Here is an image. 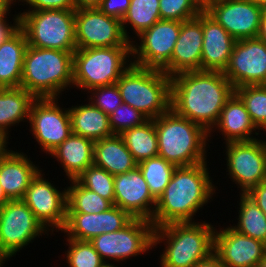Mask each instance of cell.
I'll return each mask as SVG.
<instances>
[{
	"label": "cell",
	"mask_w": 266,
	"mask_h": 267,
	"mask_svg": "<svg viewBox=\"0 0 266 267\" xmlns=\"http://www.w3.org/2000/svg\"><path fill=\"white\" fill-rule=\"evenodd\" d=\"M257 37L266 42V11H263L262 13L260 20V29Z\"/></svg>",
	"instance_id": "681fc988"
},
{
	"label": "cell",
	"mask_w": 266,
	"mask_h": 267,
	"mask_svg": "<svg viewBox=\"0 0 266 267\" xmlns=\"http://www.w3.org/2000/svg\"><path fill=\"white\" fill-rule=\"evenodd\" d=\"M57 99L36 98L30 108V131L46 154H50L72 134L69 110L60 108Z\"/></svg>",
	"instance_id": "7c38bea8"
},
{
	"label": "cell",
	"mask_w": 266,
	"mask_h": 267,
	"mask_svg": "<svg viewBox=\"0 0 266 267\" xmlns=\"http://www.w3.org/2000/svg\"><path fill=\"white\" fill-rule=\"evenodd\" d=\"M68 250L66 261L69 267H104L106 263L101 259L90 241H79L67 238Z\"/></svg>",
	"instance_id": "8d00e7d4"
},
{
	"label": "cell",
	"mask_w": 266,
	"mask_h": 267,
	"mask_svg": "<svg viewBox=\"0 0 266 267\" xmlns=\"http://www.w3.org/2000/svg\"><path fill=\"white\" fill-rule=\"evenodd\" d=\"M153 120L158 156L176 167L207 162L205 147L209 132L204 127L177 115L172 109Z\"/></svg>",
	"instance_id": "5b68a950"
},
{
	"label": "cell",
	"mask_w": 266,
	"mask_h": 267,
	"mask_svg": "<svg viewBox=\"0 0 266 267\" xmlns=\"http://www.w3.org/2000/svg\"><path fill=\"white\" fill-rule=\"evenodd\" d=\"M244 102L252 122L258 130L266 131V85H247L235 89Z\"/></svg>",
	"instance_id": "e575fe53"
},
{
	"label": "cell",
	"mask_w": 266,
	"mask_h": 267,
	"mask_svg": "<svg viewBox=\"0 0 266 267\" xmlns=\"http://www.w3.org/2000/svg\"><path fill=\"white\" fill-rule=\"evenodd\" d=\"M73 53L27 46L20 87L35 98H58L73 86Z\"/></svg>",
	"instance_id": "277c9868"
},
{
	"label": "cell",
	"mask_w": 266,
	"mask_h": 267,
	"mask_svg": "<svg viewBox=\"0 0 266 267\" xmlns=\"http://www.w3.org/2000/svg\"><path fill=\"white\" fill-rule=\"evenodd\" d=\"M43 175L41 171L36 175L22 200L46 230L62 231L67 219V189L58 191Z\"/></svg>",
	"instance_id": "2e32d148"
},
{
	"label": "cell",
	"mask_w": 266,
	"mask_h": 267,
	"mask_svg": "<svg viewBox=\"0 0 266 267\" xmlns=\"http://www.w3.org/2000/svg\"><path fill=\"white\" fill-rule=\"evenodd\" d=\"M70 182V186L66 187L67 213L99 214L113 206L109 200L83 187L76 179Z\"/></svg>",
	"instance_id": "1f68e13d"
},
{
	"label": "cell",
	"mask_w": 266,
	"mask_h": 267,
	"mask_svg": "<svg viewBox=\"0 0 266 267\" xmlns=\"http://www.w3.org/2000/svg\"><path fill=\"white\" fill-rule=\"evenodd\" d=\"M235 89L220 71H188L171 77V109L204 127L211 137Z\"/></svg>",
	"instance_id": "6da1fadb"
},
{
	"label": "cell",
	"mask_w": 266,
	"mask_h": 267,
	"mask_svg": "<svg viewBox=\"0 0 266 267\" xmlns=\"http://www.w3.org/2000/svg\"><path fill=\"white\" fill-rule=\"evenodd\" d=\"M93 164L115 176L137 166L121 135L114 134L94 142Z\"/></svg>",
	"instance_id": "4316f807"
},
{
	"label": "cell",
	"mask_w": 266,
	"mask_h": 267,
	"mask_svg": "<svg viewBox=\"0 0 266 267\" xmlns=\"http://www.w3.org/2000/svg\"><path fill=\"white\" fill-rule=\"evenodd\" d=\"M214 233L215 227L205 221L174 222L155 228L154 247L166 242L160 266L194 267L213 253Z\"/></svg>",
	"instance_id": "3957f363"
},
{
	"label": "cell",
	"mask_w": 266,
	"mask_h": 267,
	"mask_svg": "<svg viewBox=\"0 0 266 267\" xmlns=\"http://www.w3.org/2000/svg\"><path fill=\"white\" fill-rule=\"evenodd\" d=\"M181 23L160 19L138 35V45L131 44L132 64L162 70L171 60L174 46L181 31ZM137 57V58H136Z\"/></svg>",
	"instance_id": "8fae6325"
},
{
	"label": "cell",
	"mask_w": 266,
	"mask_h": 267,
	"mask_svg": "<svg viewBox=\"0 0 266 267\" xmlns=\"http://www.w3.org/2000/svg\"><path fill=\"white\" fill-rule=\"evenodd\" d=\"M209 174L207 162L176 167L157 199L151 220L154 228L174 222H192L195 213L216 191Z\"/></svg>",
	"instance_id": "7a4b0ae2"
},
{
	"label": "cell",
	"mask_w": 266,
	"mask_h": 267,
	"mask_svg": "<svg viewBox=\"0 0 266 267\" xmlns=\"http://www.w3.org/2000/svg\"><path fill=\"white\" fill-rule=\"evenodd\" d=\"M13 25L7 23V16L0 21V44H2L8 37H10L19 28V14L14 16Z\"/></svg>",
	"instance_id": "ee69618b"
},
{
	"label": "cell",
	"mask_w": 266,
	"mask_h": 267,
	"mask_svg": "<svg viewBox=\"0 0 266 267\" xmlns=\"http://www.w3.org/2000/svg\"><path fill=\"white\" fill-rule=\"evenodd\" d=\"M19 27L28 46L75 51V10H40L19 13Z\"/></svg>",
	"instance_id": "ba28073f"
},
{
	"label": "cell",
	"mask_w": 266,
	"mask_h": 267,
	"mask_svg": "<svg viewBox=\"0 0 266 267\" xmlns=\"http://www.w3.org/2000/svg\"><path fill=\"white\" fill-rule=\"evenodd\" d=\"M238 223L231 226L238 232L266 244V215L246 193H240Z\"/></svg>",
	"instance_id": "4dcf8cb0"
},
{
	"label": "cell",
	"mask_w": 266,
	"mask_h": 267,
	"mask_svg": "<svg viewBox=\"0 0 266 267\" xmlns=\"http://www.w3.org/2000/svg\"><path fill=\"white\" fill-rule=\"evenodd\" d=\"M266 215V181H262L246 193Z\"/></svg>",
	"instance_id": "7bdbcfd3"
},
{
	"label": "cell",
	"mask_w": 266,
	"mask_h": 267,
	"mask_svg": "<svg viewBox=\"0 0 266 267\" xmlns=\"http://www.w3.org/2000/svg\"><path fill=\"white\" fill-rule=\"evenodd\" d=\"M8 201H10V199L6 196L3 188L0 185V208Z\"/></svg>",
	"instance_id": "f907efd6"
},
{
	"label": "cell",
	"mask_w": 266,
	"mask_h": 267,
	"mask_svg": "<svg viewBox=\"0 0 266 267\" xmlns=\"http://www.w3.org/2000/svg\"><path fill=\"white\" fill-rule=\"evenodd\" d=\"M162 20L183 22L196 17L204 10L202 0H159Z\"/></svg>",
	"instance_id": "74e56055"
},
{
	"label": "cell",
	"mask_w": 266,
	"mask_h": 267,
	"mask_svg": "<svg viewBox=\"0 0 266 267\" xmlns=\"http://www.w3.org/2000/svg\"><path fill=\"white\" fill-rule=\"evenodd\" d=\"M75 10L98 8L101 0H73Z\"/></svg>",
	"instance_id": "bcb514c9"
},
{
	"label": "cell",
	"mask_w": 266,
	"mask_h": 267,
	"mask_svg": "<svg viewBox=\"0 0 266 267\" xmlns=\"http://www.w3.org/2000/svg\"><path fill=\"white\" fill-rule=\"evenodd\" d=\"M159 5V0H131L129 9L121 21L124 35L129 41L126 27L131 25L130 27L138 36L161 19Z\"/></svg>",
	"instance_id": "d6a6232c"
},
{
	"label": "cell",
	"mask_w": 266,
	"mask_h": 267,
	"mask_svg": "<svg viewBox=\"0 0 266 267\" xmlns=\"http://www.w3.org/2000/svg\"><path fill=\"white\" fill-rule=\"evenodd\" d=\"M46 231L23 200H10L0 208V248L10 258Z\"/></svg>",
	"instance_id": "30bf717a"
},
{
	"label": "cell",
	"mask_w": 266,
	"mask_h": 267,
	"mask_svg": "<svg viewBox=\"0 0 266 267\" xmlns=\"http://www.w3.org/2000/svg\"><path fill=\"white\" fill-rule=\"evenodd\" d=\"M14 2H16V0H0V21L10 13L8 11L11 8V4H14Z\"/></svg>",
	"instance_id": "c3c4849f"
},
{
	"label": "cell",
	"mask_w": 266,
	"mask_h": 267,
	"mask_svg": "<svg viewBox=\"0 0 266 267\" xmlns=\"http://www.w3.org/2000/svg\"><path fill=\"white\" fill-rule=\"evenodd\" d=\"M122 101L155 119L171 109V77L158 69L131 64L116 82Z\"/></svg>",
	"instance_id": "8992f818"
},
{
	"label": "cell",
	"mask_w": 266,
	"mask_h": 267,
	"mask_svg": "<svg viewBox=\"0 0 266 267\" xmlns=\"http://www.w3.org/2000/svg\"><path fill=\"white\" fill-rule=\"evenodd\" d=\"M213 253L226 267H257L266 256V244L230 227L215 229Z\"/></svg>",
	"instance_id": "ac0fdd59"
},
{
	"label": "cell",
	"mask_w": 266,
	"mask_h": 267,
	"mask_svg": "<svg viewBox=\"0 0 266 267\" xmlns=\"http://www.w3.org/2000/svg\"><path fill=\"white\" fill-rule=\"evenodd\" d=\"M93 152V140L72 133L50 155L57 158L67 178L73 180L93 165Z\"/></svg>",
	"instance_id": "d4e9b609"
},
{
	"label": "cell",
	"mask_w": 266,
	"mask_h": 267,
	"mask_svg": "<svg viewBox=\"0 0 266 267\" xmlns=\"http://www.w3.org/2000/svg\"><path fill=\"white\" fill-rule=\"evenodd\" d=\"M104 267H117V266H115L114 264L112 265V264H106Z\"/></svg>",
	"instance_id": "9f6ffc18"
},
{
	"label": "cell",
	"mask_w": 266,
	"mask_h": 267,
	"mask_svg": "<svg viewBox=\"0 0 266 267\" xmlns=\"http://www.w3.org/2000/svg\"><path fill=\"white\" fill-rule=\"evenodd\" d=\"M76 180L114 205V176L105 169L90 165Z\"/></svg>",
	"instance_id": "d590c367"
},
{
	"label": "cell",
	"mask_w": 266,
	"mask_h": 267,
	"mask_svg": "<svg viewBox=\"0 0 266 267\" xmlns=\"http://www.w3.org/2000/svg\"><path fill=\"white\" fill-rule=\"evenodd\" d=\"M9 258L10 257L0 248V267H2V264Z\"/></svg>",
	"instance_id": "816d5d0a"
},
{
	"label": "cell",
	"mask_w": 266,
	"mask_h": 267,
	"mask_svg": "<svg viewBox=\"0 0 266 267\" xmlns=\"http://www.w3.org/2000/svg\"><path fill=\"white\" fill-rule=\"evenodd\" d=\"M194 267H226V266L214 253H212L208 258L198 262Z\"/></svg>",
	"instance_id": "f6af8a7d"
},
{
	"label": "cell",
	"mask_w": 266,
	"mask_h": 267,
	"mask_svg": "<svg viewBox=\"0 0 266 267\" xmlns=\"http://www.w3.org/2000/svg\"><path fill=\"white\" fill-rule=\"evenodd\" d=\"M40 171L26 153L11 150L0 161V185L10 200H22Z\"/></svg>",
	"instance_id": "603a6c76"
},
{
	"label": "cell",
	"mask_w": 266,
	"mask_h": 267,
	"mask_svg": "<svg viewBox=\"0 0 266 267\" xmlns=\"http://www.w3.org/2000/svg\"><path fill=\"white\" fill-rule=\"evenodd\" d=\"M137 166L148 184L150 193L157 200L169 184L176 166L160 156L145 159L137 163Z\"/></svg>",
	"instance_id": "836d02e7"
},
{
	"label": "cell",
	"mask_w": 266,
	"mask_h": 267,
	"mask_svg": "<svg viewBox=\"0 0 266 267\" xmlns=\"http://www.w3.org/2000/svg\"><path fill=\"white\" fill-rule=\"evenodd\" d=\"M202 12L183 21L170 62L162 69L169 77L188 71H201Z\"/></svg>",
	"instance_id": "44dd1931"
},
{
	"label": "cell",
	"mask_w": 266,
	"mask_h": 267,
	"mask_svg": "<svg viewBox=\"0 0 266 267\" xmlns=\"http://www.w3.org/2000/svg\"><path fill=\"white\" fill-rule=\"evenodd\" d=\"M214 127H216L215 129L218 128L222 135H224L226 143L258 139L252 135L257 127L252 122L244 102L235 92L227 100L224 108L221 110L220 118Z\"/></svg>",
	"instance_id": "cb8c5ba5"
},
{
	"label": "cell",
	"mask_w": 266,
	"mask_h": 267,
	"mask_svg": "<svg viewBox=\"0 0 266 267\" xmlns=\"http://www.w3.org/2000/svg\"><path fill=\"white\" fill-rule=\"evenodd\" d=\"M27 46L20 27L0 44V88L20 87Z\"/></svg>",
	"instance_id": "484cf974"
},
{
	"label": "cell",
	"mask_w": 266,
	"mask_h": 267,
	"mask_svg": "<svg viewBox=\"0 0 266 267\" xmlns=\"http://www.w3.org/2000/svg\"><path fill=\"white\" fill-rule=\"evenodd\" d=\"M88 92H92L90 95L92 97L89 98L90 103L108 116L123 103L117 84L95 87Z\"/></svg>",
	"instance_id": "ab89813d"
},
{
	"label": "cell",
	"mask_w": 266,
	"mask_h": 267,
	"mask_svg": "<svg viewBox=\"0 0 266 267\" xmlns=\"http://www.w3.org/2000/svg\"><path fill=\"white\" fill-rule=\"evenodd\" d=\"M257 267H266V256L258 263Z\"/></svg>",
	"instance_id": "db71d44e"
},
{
	"label": "cell",
	"mask_w": 266,
	"mask_h": 267,
	"mask_svg": "<svg viewBox=\"0 0 266 267\" xmlns=\"http://www.w3.org/2000/svg\"><path fill=\"white\" fill-rule=\"evenodd\" d=\"M204 10L235 40L257 37L264 11L251 0H218Z\"/></svg>",
	"instance_id": "e0dca14e"
},
{
	"label": "cell",
	"mask_w": 266,
	"mask_h": 267,
	"mask_svg": "<svg viewBox=\"0 0 266 267\" xmlns=\"http://www.w3.org/2000/svg\"><path fill=\"white\" fill-rule=\"evenodd\" d=\"M7 134L0 131V161L10 152V150L7 149V142L8 140Z\"/></svg>",
	"instance_id": "7dc6e473"
},
{
	"label": "cell",
	"mask_w": 266,
	"mask_h": 267,
	"mask_svg": "<svg viewBox=\"0 0 266 267\" xmlns=\"http://www.w3.org/2000/svg\"><path fill=\"white\" fill-rule=\"evenodd\" d=\"M156 203L138 166L114 176V205L133 218L151 221Z\"/></svg>",
	"instance_id": "d6986e66"
},
{
	"label": "cell",
	"mask_w": 266,
	"mask_h": 267,
	"mask_svg": "<svg viewBox=\"0 0 266 267\" xmlns=\"http://www.w3.org/2000/svg\"><path fill=\"white\" fill-rule=\"evenodd\" d=\"M36 98L23 89L0 88V131L7 134L10 126L29 120L30 108Z\"/></svg>",
	"instance_id": "f1b7e54d"
},
{
	"label": "cell",
	"mask_w": 266,
	"mask_h": 267,
	"mask_svg": "<svg viewBox=\"0 0 266 267\" xmlns=\"http://www.w3.org/2000/svg\"><path fill=\"white\" fill-rule=\"evenodd\" d=\"M154 229L151 221L134 218L121 230L98 235L90 243L101 259L110 264L106 259L119 262L154 248Z\"/></svg>",
	"instance_id": "9c48e42d"
},
{
	"label": "cell",
	"mask_w": 266,
	"mask_h": 267,
	"mask_svg": "<svg viewBox=\"0 0 266 267\" xmlns=\"http://www.w3.org/2000/svg\"><path fill=\"white\" fill-rule=\"evenodd\" d=\"M75 42L80 49L131 46L120 20L98 8L75 10Z\"/></svg>",
	"instance_id": "5bb4252c"
},
{
	"label": "cell",
	"mask_w": 266,
	"mask_h": 267,
	"mask_svg": "<svg viewBox=\"0 0 266 267\" xmlns=\"http://www.w3.org/2000/svg\"><path fill=\"white\" fill-rule=\"evenodd\" d=\"M201 71L224 72L236 40L205 10L202 11Z\"/></svg>",
	"instance_id": "7402d4cb"
},
{
	"label": "cell",
	"mask_w": 266,
	"mask_h": 267,
	"mask_svg": "<svg viewBox=\"0 0 266 267\" xmlns=\"http://www.w3.org/2000/svg\"><path fill=\"white\" fill-rule=\"evenodd\" d=\"M29 4L28 11L40 10H75L73 0H19Z\"/></svg>",
	"instance_id": "60d3db41"
},
{
	"label": "cell",
	"mask_w": 266,
	"mask_h": 267,
	"mask_svg": "<svg viewBox=\"0 0 266 267\" xmlns=\"http://www.w3.org/2000/svg\"><path fill=\"white\" fill-rule=\"evenodd\" d=\"M214 1H218V0H202V3H203V6L205 7L208 3L214 2Z\"/></svg>",
	"instance_id": "11a10c76"
},
{
	"label": "cell",
	"mask_w": 266,
	"mask_h": 267,
	"mask_svg": "<svg viewBox=\"0 0 266 267\" xmlns=\"http://www.w3.org/2000/svg\"><path fill=\"white\" fill-rule=\"evenodd\" d=\"M259 7H261L264 11H266V0H251Z\"/></svg>",
	"instance_id": "f5cc1de1"
},
{
	"label": "cell",
	"mask_w": 266,
	"mask_h": 267,
	"mask_svg": "<svg viewBox=\"0 0 266 267\" xmlns=\"http://www.w3.org/2000/svg\"><path fill=\"white\" fill-rule=\"evenodd\" d=\"M130 56L131 46L77 48L73 53V86L89 91L116 84L132 64Z\"/></svg>",
	"instance_id": "52a82bcc"
},
{
	"label": "cell",
	"mask_w": 266,
	"mask_h": 267,
	"mask_svg": "<svg viewBox=\"0 0 266 267\" xmlns=\"http://www.w3.org/2000/svg\"><path fill=\"white\" fill-rule=\"evenodd\" d=\"M225 145L228 175L238 184L241 193L266 181V141L256 139Z\"/></svg>",
	"instance_id": "4fadbf2b"
},
{
	"label": "cell",
	"mask_w": 266,
	"mask_h": 267,
	"mask_svg": "<svg viewBox=\"0 0 266 267\" xmlns=\"http://www.w3.org/2000/svg\"><path fill=\"white\" fill-rule=\"evenodd\" d=\"M121 137L137 163L158 156L157 132L153 119L125 130Z\"/></svg>",
	"instance_id": "f546056e"
},
{
	"label": "cell",
	"mask_w": 266,
	"mask_h": 267,
	"mask_svg": "<svg viewBox=\"0 0 266 267\" xmlns=\"http://www.w3.org/2000/svg\"><path fill=\"white\" fill-rule=\"evenodd\" d=\"M133 219L128 212L113 205L99 214L67 213L62 231L69 239L90 241L103 233L121 230Z\"/></svg>",
	"instance_id": "ffe728a7"
},
{
	"label": "cell",
	"mask_w": 266,
	"mask_h": 267,
	"mask_svg": "<svg viewBox=\"0 0 266 267\" xmlns=\"http://www.w3.org/2000/svg\"><path fill=\"white\" fill-rule=\"evenodd\" d=\"M113 134L121 135L125 130L142 125L148 118L127 103H122L109 116Z\"/></svg>",
	"instance_id": "f35d334b"
},
{
	"label": "cell",
	"mask_w": 266,
	"mask_h": 267,
	"mask_svg": "<svg viewBox=\"0 0 266 267\" xmlns=\"http://www.w3.org/2000/svg\"><path fill=\"white\" fill-rule=\"evenodd\" d=\"M70 113L72 133L93 140L110 137L113 131L109 124V117L90 101L81 106L67 108Z\"/></svg>",
	"instance_id": "83f0119b"
},
{
	"label": "cell",
	"mask_w": 266,
	"mask_h": 267,
	"mask_svg": "<svg viewBox=\"0 0 266 267\" xmlns=\"http://www.w3.org/2000/svg\"><path fill=\"white\" fill-rule=\"evenodd\" d=\"M131 0H101L98 9L107 16L122 21L127 10L129 9Z\"/></svg>",
	"instance_id": "b9f144b4"
},
{
	"label": "cell",
	"mask_w": 266,
	"mask_h": 267,
	"mask_svg": "<svg viewBox=\"0 0 266 267\" xmlns=\"http://www.w3.org/2000/svg\"><path fill=\"white\" fill-rule=\"evenodd\" d=\"M223 73L234 89L266 85V42L258 37L236 40Z\"/></svg>",
	"instance_id": "9a60e30c"
}]
</instances>
